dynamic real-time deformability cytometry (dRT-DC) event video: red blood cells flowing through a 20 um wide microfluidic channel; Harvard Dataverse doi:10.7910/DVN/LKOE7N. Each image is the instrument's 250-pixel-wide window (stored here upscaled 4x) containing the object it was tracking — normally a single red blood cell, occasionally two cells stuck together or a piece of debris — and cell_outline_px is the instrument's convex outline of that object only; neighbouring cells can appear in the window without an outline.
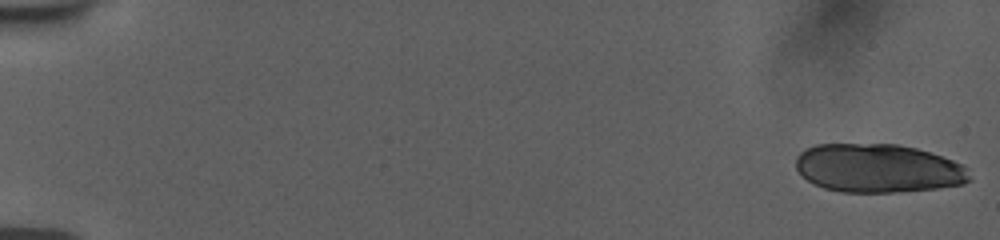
{"species": "human", "species_latin": "Homo sapiens", "temperature_condition": "room temperature", "stored_images_in_passage": 20, "camera_frame_rate_fps": 3000, "um_per_image_px": 0.085, "donor": {"sex": "female"}, "frame": {"image": 1, "passage_image": 1, "time_ms": 0.0, "image_size_px": [1000, 240], "cell_outline_px": [[972, 180], [964, 184], [936, 188], [892, 192], [840, 192], [824, 188], [808, 180], [796, 168], [796, 156], [804, 148], [816, 144], [896, 144], [916, 148], [964, 164], [968, 168]], "centroid_in_image_um": [74.65, 14.3], "position_along_channel_um": 10.4, "area_um2": 49.3}}
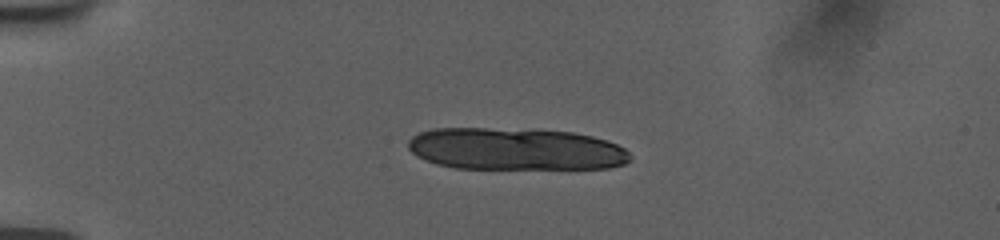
{"frame": {"image": 2, "passage_image": 14, "time_ms": 4.333, "image_size_px": [1000, 240], "cell_outline_px": [[632, 160], [624, 164], [608, 168], [456, 168], [436, 164], [416, 156], [408, 148], [408, 140], [412, 136], [420, 132], [432, 128], [540, 128], [576, 132], [608, 140], [624, 148], [632, 156]], "centroid_in_image_um": [43.84, 12.64], "position_along_channel_um": 41.2, "area_um2": 55.37}}